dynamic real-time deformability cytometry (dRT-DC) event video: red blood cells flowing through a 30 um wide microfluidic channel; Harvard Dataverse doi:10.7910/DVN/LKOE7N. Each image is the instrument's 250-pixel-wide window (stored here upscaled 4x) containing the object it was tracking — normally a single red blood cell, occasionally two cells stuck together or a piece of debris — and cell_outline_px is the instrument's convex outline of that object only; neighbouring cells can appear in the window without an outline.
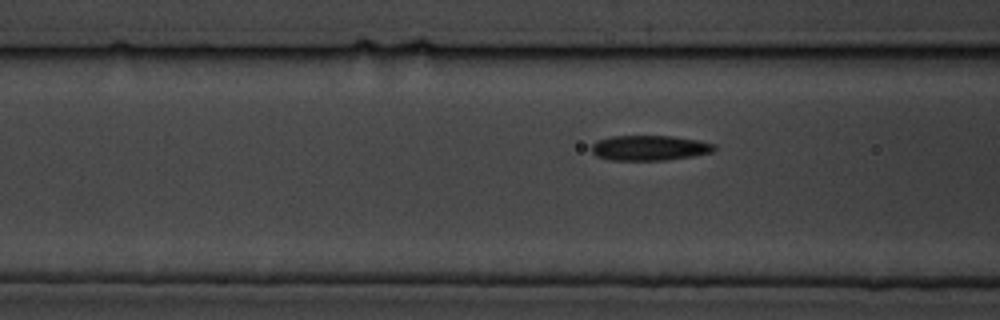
{"species": "common noctule bat (a hibernating species)", "species_latin": "Nyctalus noctula", "temperature_condition": "cold", "stored_images_in_passage": 5, "segment_of_instrument_passage": [2, 2], "camera_frame_rate_fps": 3000, "um_per_image_px": 0.085, "animal": {"sex": "male", "body_mass_g": 19.5, "forearm_length_mm": 54.6}, "frame": {"image": 1, "passage_image": 5, "time_ms": 5.333, "image_size_px": [1000, 320], "cell_outline_px": [[716, 148], [712, 152], [692, 156], [664, 160], [608, 160], [596, 156], [592, 152], [592, 144], [596, 140], [612, 136], [672, 136], [696, 140], [716, 144]], "centroid_in_image_um": [55.18, 12.57], "position_along_channel_um": 111.4, "area_um2": 17.98}}